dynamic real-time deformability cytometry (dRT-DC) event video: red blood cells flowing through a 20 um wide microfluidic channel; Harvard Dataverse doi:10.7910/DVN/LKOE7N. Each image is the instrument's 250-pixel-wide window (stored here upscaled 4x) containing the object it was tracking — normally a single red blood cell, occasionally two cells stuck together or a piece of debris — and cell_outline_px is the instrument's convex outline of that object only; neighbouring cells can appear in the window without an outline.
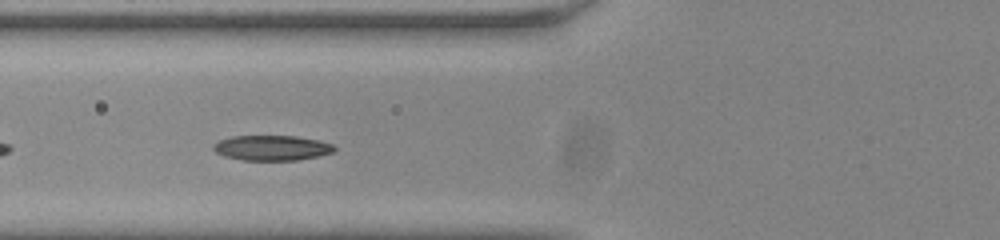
{"species": "common noctule bat (a hibernating species)", "species_latin": "Nyctalus noctula", "temperature_condition": "room temperature", "stored_images_in_passage": 31, "camera_frame_rate_fps": 3000, "um_per_image_px": 0.085, "animal": {"sex": "male", "body_mass_g": 20.0, "forearm_length_mm": 53.3}, "frame": {"image": 1, "passage_image": 5, "time_ms": 1.333, "image_size_px": [1000, 240], "cell_outline_px": [[336, 148], [332, 152], [316, 156], [296, 160], [240, 160], [224, 156], [216, 152], [212, 148], [212, 144], [220, 140], [232, 136], [296, 136], [320, 140], [332, 144]], "centroid_in_image_um": [23.07, 12.56], "position_along_channel_um": 102.7, "area_um2": 17.69}}
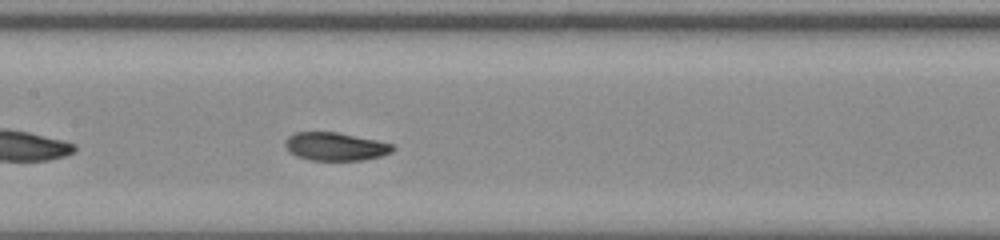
{"frame": {"image": 2, "passage_image": 11, "time_ms": 3.333, "image_size_px": [1000, 240], "cell_outline_px": [[396, 148], [392, 152], [380, 156], [364, 160], [308, 160], [296, 156], [284, 144], [288, 136], [296, 132], [336, 132], [376, 140], [392, 144]], "centroid_in_image_um": [28.52, 12.46], "position_along_channel_um": 178.9, "area_um2": 17.51}}
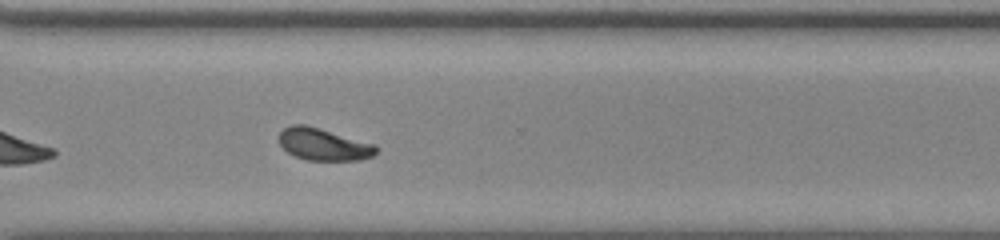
{"frame": {"image": 3, "passage_image": 24, "time_ms": 7.667, "image_size_px": [1000, 240], "cell_outline_px": [[376, 152], [372, 156], [356, 160], [308, 160], [296, 156], [288, 152], [280, 144], [280, 132], [284, 128], [292, 124], [304, 124], [376, 144]], "centroid_in_image_um": [27.5, 12.26], "position_along_channel_um": 343.1, "area_um2": 17.86}, "authors_computed_cell_mechanics": {"area_um2": 17.8602, "velocity_mm_per_s": 3.8002, "shape_relaxation_time_tau1_ms": 2.9, "shape_relaxation_time_tau2_ms": 1.6928, "deformation_change_tau1": 0.1299, "deformation_change_tau2": 0.0629}}